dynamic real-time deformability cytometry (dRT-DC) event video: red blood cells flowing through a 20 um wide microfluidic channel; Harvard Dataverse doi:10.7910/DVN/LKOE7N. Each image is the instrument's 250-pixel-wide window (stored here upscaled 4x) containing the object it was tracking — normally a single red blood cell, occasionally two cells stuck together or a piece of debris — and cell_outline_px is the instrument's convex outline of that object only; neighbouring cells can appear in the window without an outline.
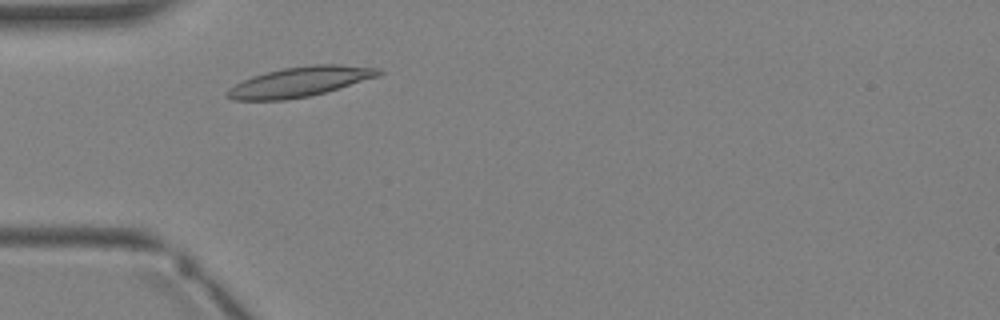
{"species": "Egyptian fruit bat (a non-hibernating species)", "species_latin": "Rousettus aegyptiacus", "temperature_condition": "warm", "stored_images_in_passage": 1, "camera_frame_rate_fps": 3000, "um_per_image_px": 0.085, "animal": {"sex": "female"}, "frame": {"image": 1, "passage_image": 1, "time_ms": 0.0, "image_size_px": [1000, 320], "cell_outline_px": [[384, 72], [380, 76], [328, 92], [308, 96], [284, 100], [232, 100], [228, 96], [228, 88], [252, 76], [284, 68], [312, 64], [340, 64], [380, 68]], "centroid_in_image_um": [25.58, 6.94], "position_along_channel_um": 59.4, "area_um2": 26.41}}